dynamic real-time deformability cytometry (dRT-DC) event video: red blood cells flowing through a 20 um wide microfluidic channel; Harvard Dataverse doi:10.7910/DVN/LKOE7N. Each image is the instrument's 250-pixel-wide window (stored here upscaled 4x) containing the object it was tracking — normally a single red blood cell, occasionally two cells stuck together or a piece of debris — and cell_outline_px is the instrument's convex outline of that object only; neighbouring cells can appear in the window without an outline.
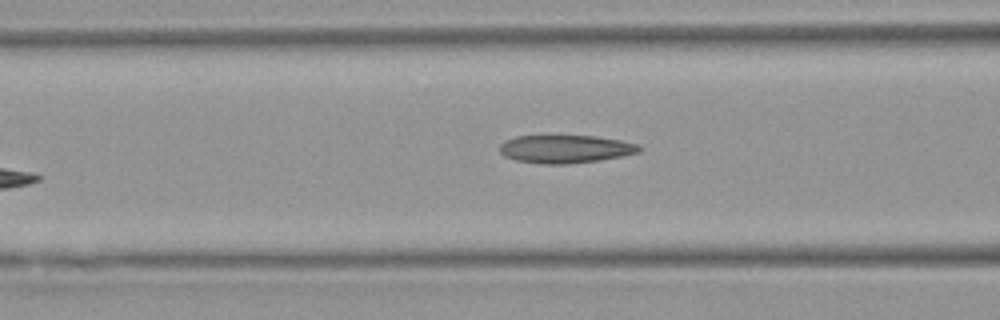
{"species": "Egyptian fruit bat (a non-hibernating species)", "species_latin": "Rousettus aegyptiacus", "temperature_condition": "warm", "stored_images_in_passage": 9, "camera_frame_rate_fps": 3000, "um_per_image_px": 0.085, "animal": {"sex": "female"}, "frame": {"image": 1, "passage_image": 6, "time_ms": 6.333, "image_size_px": [1000, 320], "cell_outline_px": [[644, 148], [640, 152], [620, 156], [596, 160], [568, 164], [540, 164], [516, 160], [504, 156], [500, 152], [500, 144], [504, 140], [516, 136], [544, 132], [596, 136], [620, 140], [636, 144]], "centroid_in_image_um": [47.98, 12.6], "position_along_channel_um": 118.6, "area_um2": 23.87}}